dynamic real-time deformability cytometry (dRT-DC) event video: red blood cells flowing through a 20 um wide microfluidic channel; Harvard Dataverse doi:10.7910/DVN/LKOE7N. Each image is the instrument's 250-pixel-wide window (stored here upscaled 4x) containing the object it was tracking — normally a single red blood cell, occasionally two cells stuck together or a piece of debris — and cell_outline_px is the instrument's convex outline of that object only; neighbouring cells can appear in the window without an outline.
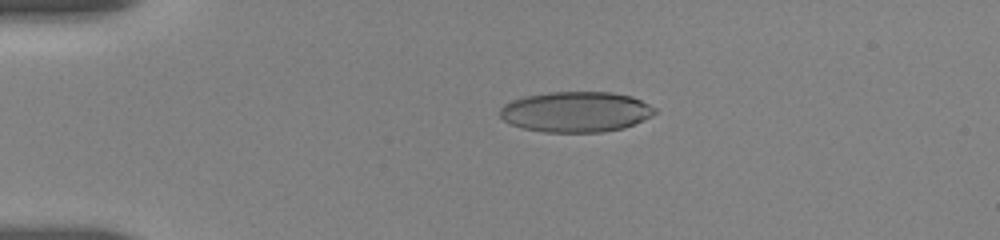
{"species": "human", "species_latin": "Homo sapiens", "temperature_condition": "room temperature", "stored_images_in_passage": 14, "camera_frame_rate_fps": 3000, "um_per_image_px": 0.085, "donor": {"sex": "female"}, "frame": {"image": 1, "passage_image": 8, "time_ms": 3.333, "image_size_px": [1000, 240], "cell_outline_px": [[656, 112], [652, 116], [624, 128], [604, 132], [544, 132], [524, 128], [512, 124], [504, 120], [500, 116], [500, 108], [504, 104], [512, 100], [524, 96], [548, 92], [612, 92], [632, 96], [656, 108]], "centroid_in_image_um": [48.96, 9.5], "position_along_channel_um": 36.0, "area_um2": 36.59}}
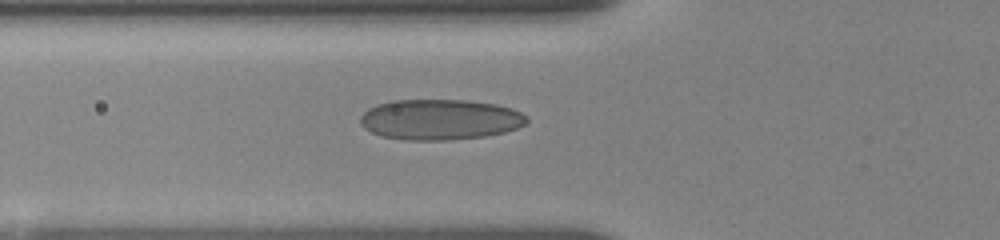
{"frame": {"image": 2, "passage_image": 14, "time_ms": 6.0, "image_size_px": [1000, 240], "cell_outline_px": [[528, 124], [504, 132], [484, 136], [448, 140], [404, 140], [380, 136], [364, 128], [360, 124], [360, 116], [368, 108], [376, 104], [392, 100], [468, 100], [496, 104], [512, 108], [528, 116]], "centroid_in_image_um": [37.39, 10.15], "position_along_channel_um": 88.4, "area_um2": 39.65}}